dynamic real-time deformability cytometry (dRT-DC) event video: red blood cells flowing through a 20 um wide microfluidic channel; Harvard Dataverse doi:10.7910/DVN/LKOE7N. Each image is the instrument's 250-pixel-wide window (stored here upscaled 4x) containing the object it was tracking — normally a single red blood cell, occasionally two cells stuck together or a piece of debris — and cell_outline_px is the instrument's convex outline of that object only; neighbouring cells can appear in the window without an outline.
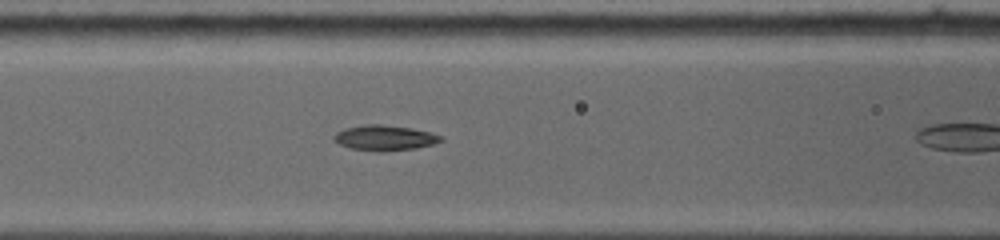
{"species": "common noctule bat (a hibernating species)", "species_latin": "Nyctalus noctula", "temperature_condition": "warm", "stored_images_in_passage": 7, "camera_frame_rate_fps": 5000, "um_per_image_px": 0.085, "animal": {"sex": "female", "body_mass_g": 19.0, "forearm_length_mm": 53.3}, "frame": {"image": 1, "passage_image": 6, "time_ms": 3.6, "image_size_px": [1000, 240], "cell_outline_px": [[444, 140], [432, 144], [416, 148], [384, 152], [380, 152], [348, 148], [332, 140], [332, 136], [336, 132], [344, 128], [364, 124], [380, 124], [412, 128], [428, 132], [440, 136]], "centroid_in_image_um": [32.63, 11.72], "position_along_channel_um": 134.0, "area_um2": 15.9}}